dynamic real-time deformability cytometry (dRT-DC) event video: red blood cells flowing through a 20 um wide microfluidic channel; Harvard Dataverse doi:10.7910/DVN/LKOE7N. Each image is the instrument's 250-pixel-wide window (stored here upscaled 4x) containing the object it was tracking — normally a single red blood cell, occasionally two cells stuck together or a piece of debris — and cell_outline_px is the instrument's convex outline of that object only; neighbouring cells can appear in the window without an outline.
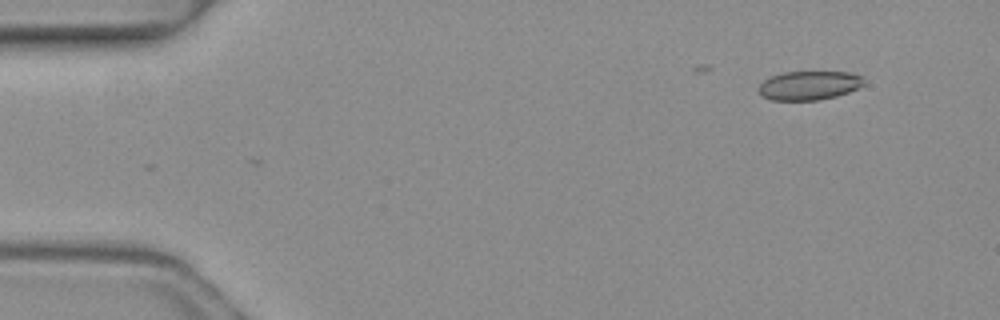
{"species": "common noctule bat (a hibernating species)", "species_latin": "Nyctalus noctula", "temperature_condition": "warm", "stored_images_in_passage": 3, "camera_frame_rate_fps": 3000, "um_per_image_px": 0.085, "animal": {"sex": "female", "body_mass_g": 19.3, "forearm_length_mm": 54.1}, "frame": {"image": 1, "passage_image": 3, "time_ms": 0.667, "image_size_px": [1000, 320], "cell_outline_px": [[864, 84], [848, 92], [836, 96], [820, 100], [772, 100], [760, 96], [756, 88], [764, 80], [772, 76], [784, 72], [848, 72], [860, 76]], "centroid_in_image_um": [68.7, 7.27], "position_along_channel_um": 16.3, "area_um2": 17.69}}